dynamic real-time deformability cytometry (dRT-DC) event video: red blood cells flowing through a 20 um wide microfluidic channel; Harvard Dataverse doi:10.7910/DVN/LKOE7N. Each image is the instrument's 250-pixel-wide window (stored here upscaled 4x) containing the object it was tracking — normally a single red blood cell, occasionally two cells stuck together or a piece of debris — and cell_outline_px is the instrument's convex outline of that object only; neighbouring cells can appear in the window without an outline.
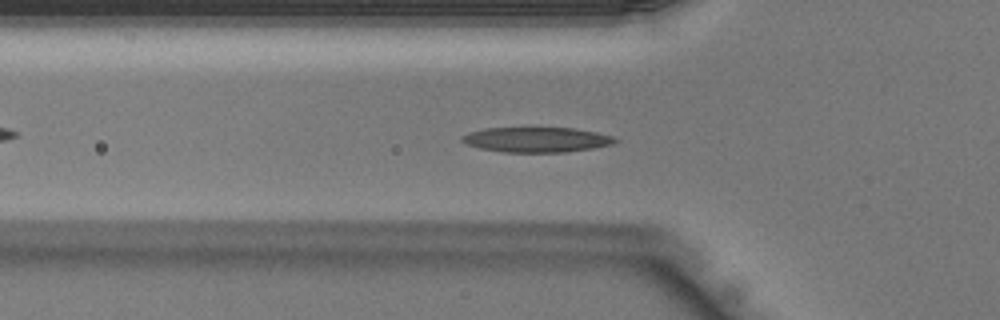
{"species": "Egyptian fruit bat (a non-hibernating species)", "species_latin": "Rousettus aegyptiacus", "temperature_condition": "warm", "stored_images_in_passage": 34, "camera_frame_rate_fps": 3000, "um_per_image_px": 0.085, "animal": {"sex": "male"}, "frame": {"image": 1, "passage_image": 6, "time_ms": 1.667, "image_size_px": [1000, 320], "cell_outline_px": [[620, 140], [612, 144], [592, 148], [564, 152], [504, 152], [480, 148], [464, 144], [460, 140], [460, 136], [468, 132], [484, 128], [576, 128], [596, 132], [612, 136]], "centroid_in_image_um": [45.56, 11.87], "position_along_channel_um": 80.2, "area_um2": 22.43}}
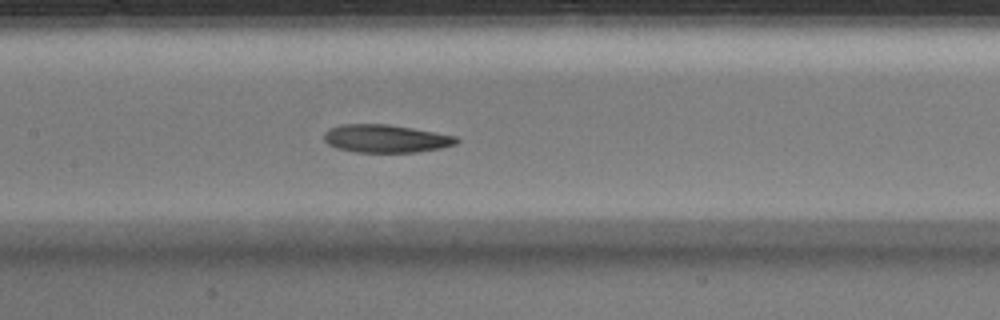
{"frame": {"image": 2, "passage_image": 12, "time_ms": 3.667, "image_size_px": [1000, 320], "cell_outline_px": [[460, 140], [456, 144], [440, 148], [416, 152], [356, 152], [336, 148], [328, 144], [324, 140], [324, 132], [328, 128], [340, 124], [388, 124], [412, 128], [456, 136]], "centroid_in_image_um": [32.76, 11.77], "position_along_channel_um": 174.6, "area_um2": 21.62}}
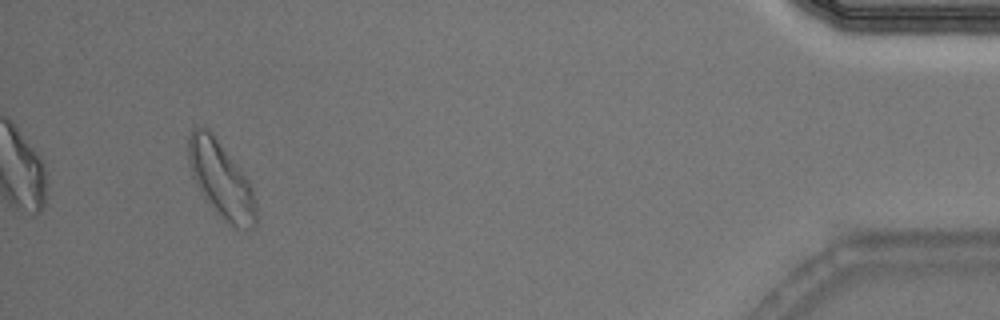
{"frame": {"image": 3, "passage_image": 32, "time_ms": 10.333, "image_size_px": [1000, 320], "cell_outline_px": [[256, 228], [236, 228], [204, 200], [192, 176], [188, 160], [188, 136], [192, 124], [208, 128], [212, 132], [240, 168], [248, 180], [252, 188], [256, 204]], "centroid_in_image_um": [18.76, 15.2], "position_along_channel_um": 416.4, "area_um2": 30.11}}